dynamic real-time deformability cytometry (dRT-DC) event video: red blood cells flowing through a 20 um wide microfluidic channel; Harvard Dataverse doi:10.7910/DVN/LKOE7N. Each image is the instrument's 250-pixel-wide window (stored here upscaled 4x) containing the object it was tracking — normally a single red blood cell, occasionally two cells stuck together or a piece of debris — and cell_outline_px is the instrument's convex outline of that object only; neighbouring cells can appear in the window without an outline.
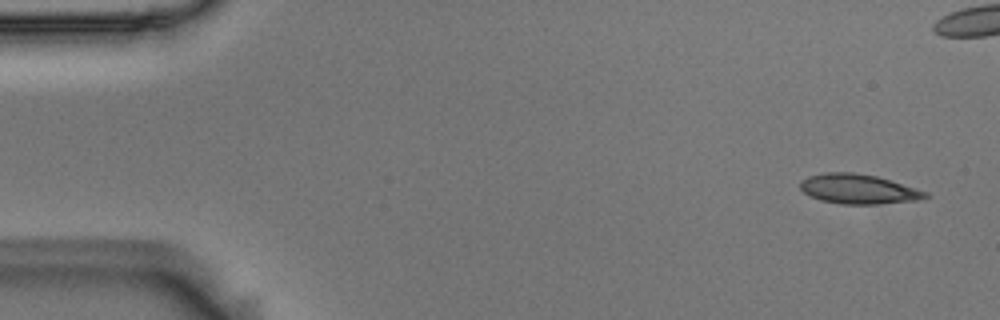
{"species": "Egyptian fruit bat (a non-hibernating species)", "species_latin": "Rousettus aegyptiacus", "temperature_condition": "room temperature", "stored_images_in_passage": 12, "camera_frame_rate_fps": 3000, "um_per_image_px": 0.085, "animal": {"sex": "male"}, "frame": {"image": 1, "passage_image": 1, "time_ms": 0.0, "image_size_px": [1000, 320], "cell_outline_px": [[932, 196], [920, 200], [876, 204], [844, 204], [820, 200], [804, 192], [800, 188], [800, 180], [808, 176], [824, 172], [852, 172], [876, 176], [916, 188], [928, 192]], "centroid_in_image_um": [72.98, 16.06], "position_along_channel_um": 12.0, "area_um2": 21.68}}
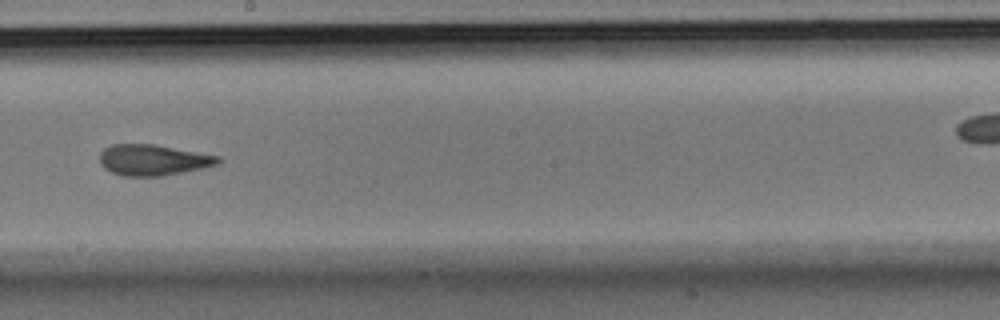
{"frame": {"image": 2, "passage_image": 9, "time_ms": 2.667, "image_size_px": [1000, 320], "cell_outline_px": [[224, 160], [220, 164], [204, 168], [164, 176], [124, 176], [112, 172], [104, 168], [100, 164], [100, 152], [104, 148], [112, 144], [156, 144], [220, 156]], "centroid_in_image_um": [13.06, 13.6], "position_along_channel_um": 235.1, "area_um2": 21.68}}
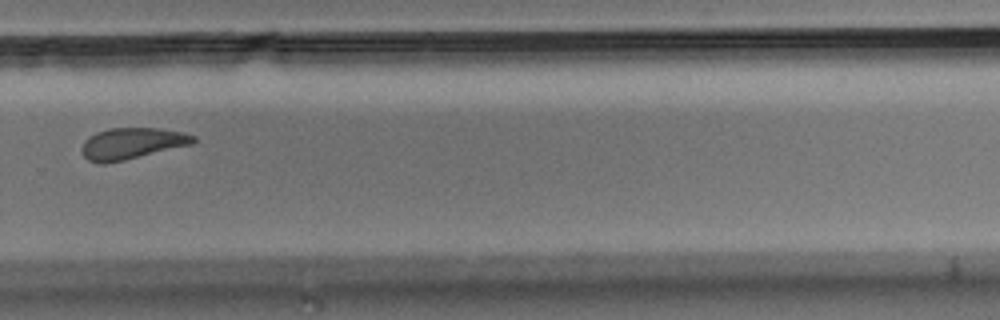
{"frame": {"image": 3, "passage_image": 12, "time_ms": 3.667, "image_size_px": [1000, 320], "cell_outline_px": [[196, 140], [192, 144], [124, 160], [104, 164], [100, 164], [88, 160], [84, 156], [80, 148], [84, 140], [96, 132], [108, 128], [160, 128], [184, 132], [196, 136]], "centroid_in_image_um": [11.19, 12.19], "position_along_channel_um": 318.6, "area_um2": 20.46}}